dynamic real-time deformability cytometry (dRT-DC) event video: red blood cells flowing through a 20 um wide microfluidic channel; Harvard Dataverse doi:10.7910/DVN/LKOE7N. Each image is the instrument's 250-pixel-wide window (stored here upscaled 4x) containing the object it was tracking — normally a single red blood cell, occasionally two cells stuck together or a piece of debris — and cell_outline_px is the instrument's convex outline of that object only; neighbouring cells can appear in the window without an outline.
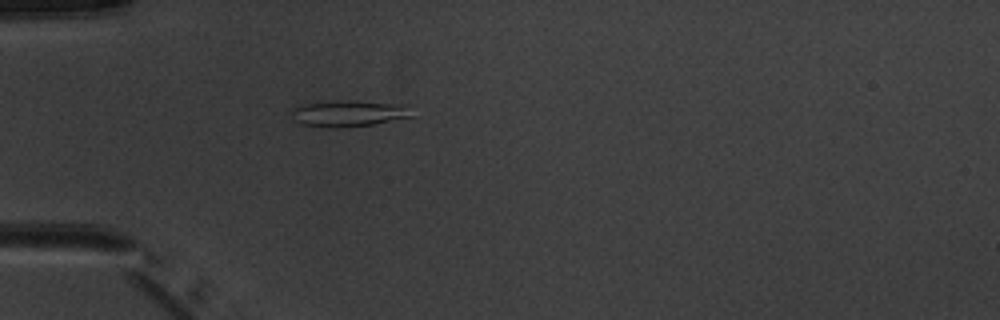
{"species": "common noctule bat (a hibernating species)", "species_latin": "Nyctalus noctula", "temperature_condition": "warm", "stored_images_in_passage": 5, "camera_frame_rate_fps": 3000, "um_per_image_px": 0.085, "animal": {"sex": "male", "body_mass_g": 20.1, "forearm_length_mm": 53.5}, "frame": {"image": 1, "passage_image": 5, "time_ms": 5.667, "image_size_px": [1000, 320], "cell_outline_px": [[412, 116], [372, 124], [336, 128], [328, 128], [300, 124], [296, 120], [292, 112], [292, 108], [308, 104], [344, 100], [412, 104]], "centroid_in_image_um": [29.73, 9.63], "position_along_channel_um": 55.3, "area_um2": 18.32}}